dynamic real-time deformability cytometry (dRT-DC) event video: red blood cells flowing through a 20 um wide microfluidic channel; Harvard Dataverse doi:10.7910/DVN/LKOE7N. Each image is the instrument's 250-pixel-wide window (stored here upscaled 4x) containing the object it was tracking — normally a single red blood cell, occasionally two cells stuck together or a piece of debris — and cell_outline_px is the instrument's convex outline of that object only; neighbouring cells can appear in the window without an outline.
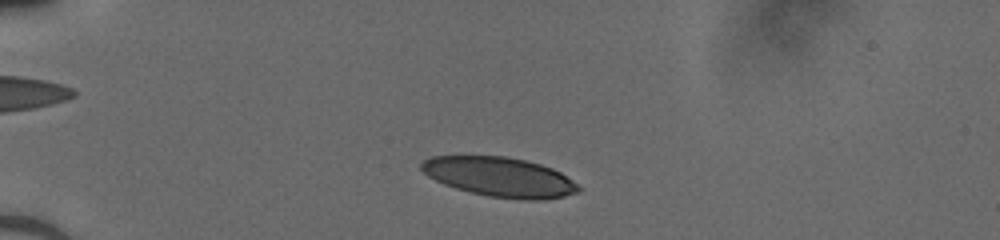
{"species": "human", "species_latin": "Homo sapiens", "temperature_condition": "cold", "stored_images_in_passage": 42, "camera_frame_rate_fps": 3000, "um_per_image_px": 0.085, "donor": {"sex": "male"}, "frame": {"image": 1, "passage_image": 5, "time_ms": 1.333, "image_size_px": [1000, 240], "cell_outline_px": [[580, 192], [564, 196], [544, 200], [528, 200], [488, 196], [456, 188], [444, 184], [428, 176], [420, 168], [420, 164], [424, 160], [432, 156], [504, 156], [524, 160], [540, 164], [552, 168], [560, 172], [576, 184], [580, 188]], "centroid_in_image_um": [42.47, 15.04], "position_along_channel_um": 42.5, "area_um2": 35.95}}
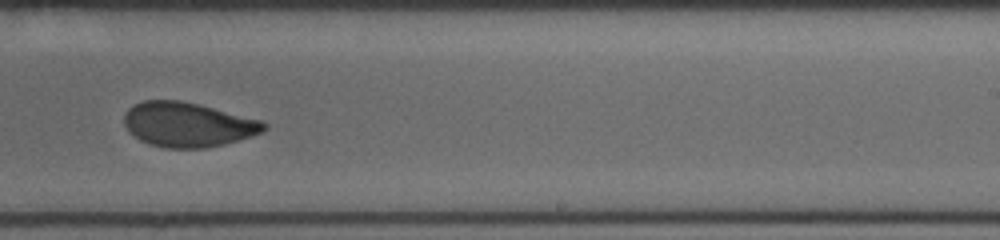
{"frame": {"image": 2, "passage_image": 25, "time_ms": 8.0, "image_size_px": [1000, 240], "cell_outline_px": [[268, 128], [264, 132], [252, 136], [224, 144], [208, 148], [164, 148], [148, 144], [140, 140], [128, 132], [124, 124], [124, 116], [128, 108], [144, 100], [180, 100], [264, 120], [268, 124]], "centroid_in_image_um": [15.99, 10.6], "position_along_channel_um": 273.0, "area_um2": 36.65}}
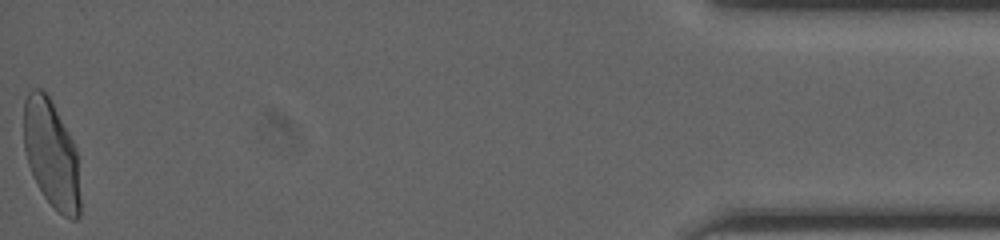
{"frame": {"image": 3, "passage_image": 42, "time_ms": 13.667, "image_size_px": [1000, 240], "cell_outline_px": [[80, 216], [76, 220], [72, 220], [64, 216], [44, 196], [32, 176], [28, 164], [24, 148], [24, 100], [28, 92], [32, 88], [40, 88], [48, 96], [68, 132], [76, 148], [80, 200]], "centroid_in_image_um": [4.35, 13.1], "position_along_channel_um": 430.8, "area_um2": 35.2}}